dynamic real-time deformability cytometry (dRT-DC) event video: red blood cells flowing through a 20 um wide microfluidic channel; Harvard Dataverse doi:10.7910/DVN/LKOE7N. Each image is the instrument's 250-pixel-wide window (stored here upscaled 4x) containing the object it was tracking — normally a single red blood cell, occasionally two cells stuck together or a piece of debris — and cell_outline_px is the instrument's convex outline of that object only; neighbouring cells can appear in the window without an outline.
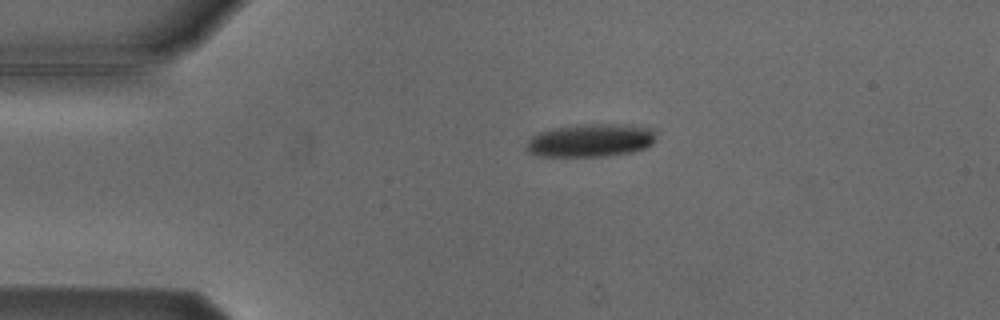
{"species": "Egyptian fruit bat (a non-hibernating species)", "species_latin": "Rousettus aegyptiacus", "temperature_condition": "cold", "stored_images_in_passage": 2, "camera_frame_rate_fps": 3000, "um_per_image_px": 0.085, "animal": {"sex": "male"}, "frame": {"image": 1, "passage_image": 1, "time_ms": 0.0, "image_size_px": [1000, 320], "cell_outline_px": [[656, 140], [648, 148], [632, 152], [608, 156], [540, 156], [528, 152], [528, 140], [532, 136], [540, 132], [556, 128], [576, 124], [628, 124], [648, 128], [656, 136]], "centroid_in_image_um": [50.25, 11.93], "position_along_channel_um": 34.8, "area_um2": 24.97}}